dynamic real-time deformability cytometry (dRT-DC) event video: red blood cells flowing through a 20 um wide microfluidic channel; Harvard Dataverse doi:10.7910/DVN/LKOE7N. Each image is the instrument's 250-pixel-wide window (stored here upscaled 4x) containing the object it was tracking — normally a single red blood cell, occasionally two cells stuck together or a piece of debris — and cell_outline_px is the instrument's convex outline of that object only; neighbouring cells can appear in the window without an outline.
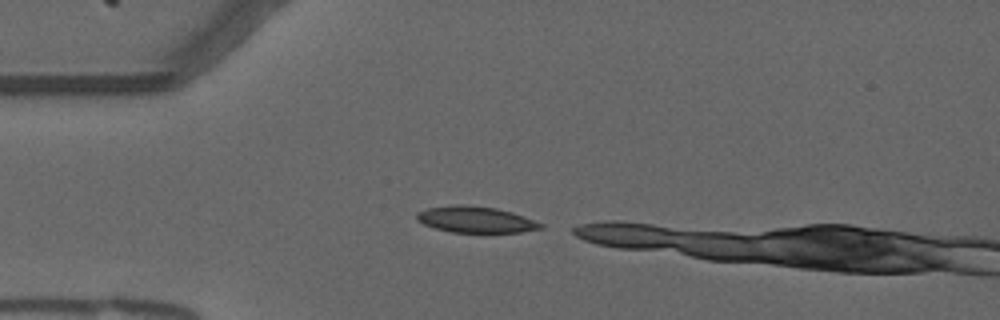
{"species": "common noctule bat (a hibernating species)", "species_latin": "Nyctalus noctula", "temperature_condition": "warm", "stored_images_in_passage": 4, "camera_frame_rate_fps": 3000, "um_per_image_px": 0.085, "animal": {"sex": "male", "forearm_length_mm": 52.5}, "frame": {"image": 1, "passage_image": 1, "time_ms": 0.0, "image_size_px": [1000, 320], "cell_outline_px": [[544, 228], [520, 232], [452, 232], [436, 228], [424, 224], [416, 220], [416, 212], [428, 208], [456, 204], [460, 204], [496, 208], [512, 212], [524, 216], [544, 224]], "centroid_in_image_um": [40.44, 18.66], "position_along_channel_um": 44.6, "area_um2": 18.9}}